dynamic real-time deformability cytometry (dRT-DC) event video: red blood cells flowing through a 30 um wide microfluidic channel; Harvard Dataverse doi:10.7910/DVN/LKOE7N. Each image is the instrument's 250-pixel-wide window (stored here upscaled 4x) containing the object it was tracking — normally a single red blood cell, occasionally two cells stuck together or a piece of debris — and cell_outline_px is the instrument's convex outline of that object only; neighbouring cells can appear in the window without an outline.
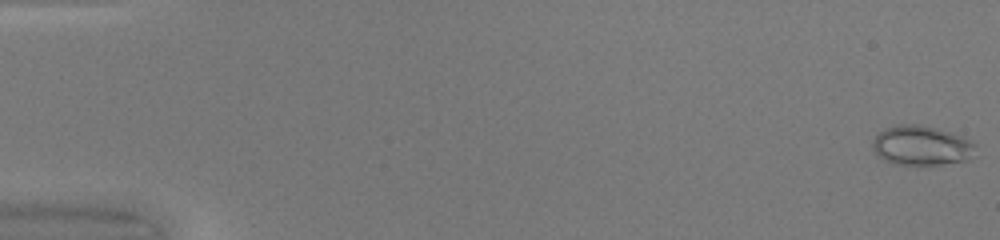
{"species": "common noctule bat (a hibernating species)", "species_latin": "Nyctalus noctula", "temperature_condition": "warm", "stored_images_in_passage": 50, "camera_frame_rate_fps": 3000, "um_per_image_px": 0.085, "animal": {"sex": "female", "body_mass_g": 20.0, "forearm_length_mm": 54.0}, "frame": {"image": 1, "passage_image": 1, "time_ms": 0.0, "image_size_px": [1000, 240], "cell_outline_px": [[976, 156], [968, 160], [916, 168], [896, 164], [884, 160], [876, 156], [872, 148], [872, 144], [876, 136], [884, 128], [896, 124], [920, 124], [936, 128], [960, 136], [976, 144]], "centroid_in_image_um": [78.31, 12.42], "position_along_channel_um": 6.7, "area_um2": 24.57}}
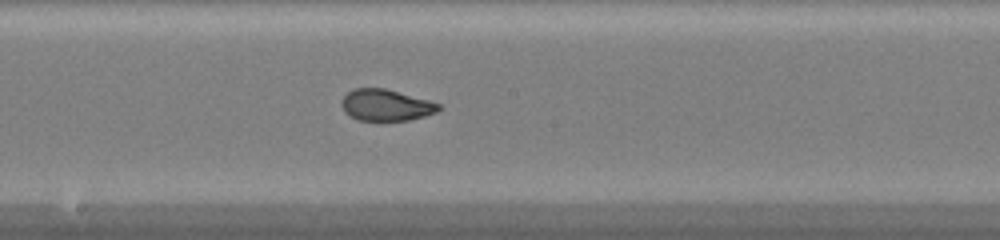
{"frame": {"image": 2, "passage_image": 28, "time_ms": 9.0, "image_size_px": [1000, 240], "cell_outline_px": [[440, 108], [436, 112], [424, 116], [408, 120], [356, 120], [344, 112], [340, 104], [340, 100], [348, 92], [356, 88], [384, 88], [428, 100], [440, 104]], "centroid_in_image_um": [32.75, 8.93], "position_along_channel_um": 215.4, "area_um2": 17.69}}
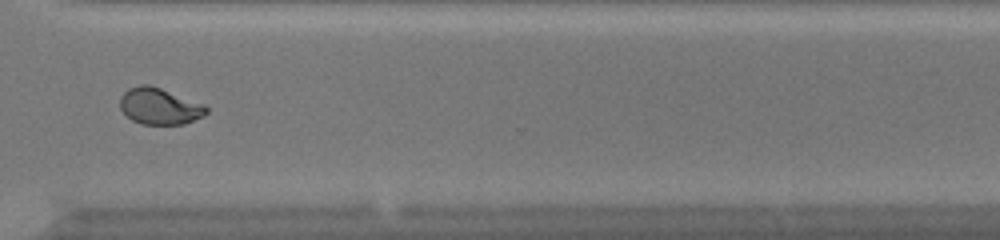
{"frame": {"image": 3, "passage_image": 38, "time_ms": 12.333, "image_size_px": [1000, 240], "cell_outline_px": [[208, 112], [204, 116], [184, 124], [140, 124], [132, 120], [120, 108], [120, 96], [128, 88], [140, 84], [148, 84], [160, 88], [204, 104], [208, 108]], "centroid_in_image_um": [13.56, 9.03], "position_along_channel_um": 357.0, "area_um2": 18.32}, "authors_computed_cell_mechanics": {"area_um2": 19.5653, "velocity_mm_per_s": 4.245, "shape_relaxation_time_tau1_ms": 7.765, "shape_relaxation_time_tau2_ms": null, "deformation_change_tau1": 0.2432, "deformation_change_tau2": null}}